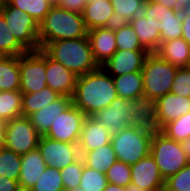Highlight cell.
Here are the masks:
<instances>
[{
    "instance_id": "9c48e42d",
    "label": "cell",
    "mask_w": 190,
    "mask_h": 191,
    "mask_svg": "<svg viewBox=\"0 0 190 191\" xmlns=\"http://www.w3.org/2000/svg\"><path fill=\"white\" fill-rule=\"evenodd\" d=\"M20 91L35 93L47 87L46 53L40 48L19 56Z\"/></svg>"
},
{
    "instance_id": "816d5d0a",
    "label": "cell",
    "mask_w": 190,
    "mask_h": 191,
    "mask_svg": "<svg viewBox=\"0 0 190 191\" xmlns=\"http://www.w3.org/2000/svg\"><path fill=\"white\" fill-rule=\"evenodd\" d=\"M48 2H50L53 6L57 4L58 0H47Z\"/></svg>"
},
{
    "instance_id": "7bdbcfd3",
    "label": "cell",
    "mask_w": 190,
    "mask_h": 191,
    "mask_svg": "<svg viewBox=\"0 0 190 191\" xmlns=\"http://www.w3.org/2000/svg\"><path fill=\"white\" fill-rule=\"evenodd\" d=\"M87 2V0H58L56 6L70 12L82 14Z\"/></svg>"
},
{
    "instance_id": "11a10c76",
    "label": "cell",
    "mask_w": 190,
    "mask_h": 191,
    "mask_svg": "<svg viewBox=\"0 0 190 191\" xmlns=\"http://www.w3.org/2000/svg\"><path fill=\"white\" fill-rule=\"evenodd\" d=\"M189 153H190V142L188 143Z\"/></svg>"
},
{
    "instance_id": "f35d334b",
    "label": "cell",
    "mask_w": 190,
    "mask_h": 191,
    "mask_svg": "<svg viewBox=\"0 0 190 191\" xmlns=\"http://www.w3.org/2000/svg\"><path fill=\"white\" fill-rule=\"evenodd\" d=\"M84 161L78 160L60 170L65 191H78L83 173Z\"/></svg>"
},
{
    "instance_id": "6da1fadb",
    "label": "cell",
    "mask_w": 190,
    "mask_h": 191,
    "mask_svg": "<svg viewBox=\"0 0 190 191\" xmlns=\"http://www.w3.org/2000/svg\"><path fill=\"white\" fill-rule=\"evenodd\" d=\"M117 97L115 84L101 66L85 75L77 77L72 104L86 116L108 107Z\"/></svg>"
},
{
    "instance_id": "1f68e13d",
    "label": "cell",
    "mask_w": 190,
    "mask_h": 191,
    "mask_svg": "<svg viewBox=\"0 0 190 191\" xmlns=\"http://www.w3.org/2000/svg\"><path fill=\"white\" fill-rule=\"evenodd\" d=\"M160 131L172 140L188 144L190 142V112L167 123Z\"/></svg>"
},
{
    "instance_id": "d590c367",
    "label": "cell",
    "mask_w": 190,
    "mask_h": 191,
    "mask_svg": "<svg viewBox=\"0 0 190 191\" xmlns=\"http://www.w3.org/2000/svg\"><path fill=\"white\" fill-rule=\"evenodd\" d=\"M20 170L21 155L7 148H2L0 150V175L18 181Z\"/></svg>"
},
{
    "instance_id": "2e32d148",
    "label": "cell",
    "mask_w": 190,
    "mask_h": 191,
    "mask_svg": "<svg viewBox=\"0 0 190 191\" xmlns=\"http://www.w3.org/2000/svg\"><path fill=\"white\" fill-rule=\"evenodd\" d=\"M147 50H117L101 67L111 76L141 71Z\"/></svg>"
},
{
    "instance_id": "4fadbf2b",
    "label": "cell",
    "mask_w": 190,
    "mask_h": 191,
    "mask_svg": "<svg viewBox=\"0 0 190 191\" xmlns=\"http://www.w3.org/2000/svg\"><path fill=\"white\" fill-rule=\"evenodd\" d=\"M130 115L131 127L137 128L141 133L153 138L160 132L157 121L156 100L151 99L148 95H138L132 101Z\"/></svg>"
},
{
    "instance_id": "83f0119b",
    "label": "cell",
    "mask_w": 190,
    "mask_h": 191,
    "mask_svg": "<svg viewBox=\"0 0 190 191\" xmlns=\"http://www.w3.org/2000/svg\"><path fill=\"white\" fill-rule=\"evenodd\" d=\"M80 154L85 166L101 173H106L112 164L117 161L116 153L111 143Z\"/></svg>"
},
{
    "instance_id": "8d00e7d4",
    "label": "cell",
    "mask_w": 190,
    "mask_h": 191,
    "mask_svg": "<svg viewBox=\"0 0 190 191\" xmlns=\"http://www.w3.org/2000/svg\"><path fill=\"white\" fill-rule=\"evenodd\" d=\"M29 191H65L60 170L47 166Z\"/></svg>"
},
{
    "instance_id": "681fc988",
    "label": "cell",
    "mask_w": 190,
    "mask_h": 191,
    "mask_svg": "<svg viewBox=\"0 0 190 191\" xmlns=\"http://www.w3.org/2000/svg\"><path fill=\"white\" fill-rule=\"evenodd\" d=\"M5 148L4 125L0 123V150Z\"/></svg>"
},
{
    "instance_id": "44dd1931",
    "label": "cell",
    "mask_w": 190,
    "mask_h": 191,
    "mask_svg": "<svg viewBox=\"0 0 190 191\" xmlns=\"http://www.w3.org/2000/svg\"><path fill=\"white\" fill-rule=\"evenodd\" d=\"M45 163L38 147L21 155V170L18 183L22 191H29L45 171Z\"/></svg>"
},
{
    "instance_id": "30bf717a",
    "label": "cell",
    "mask_w": 190,
    "mask_h": 191,
    "mask_svg": "<svg viewBox=\"0 0 190 191\" xmlns=\"http://www.w3.org/2000/svg\"><path fill=\"white\" fill-rule=\"evenodd\" d=\"M142 14L159 30L161 43L182 37V18L173 9L146 0Z\"/></svg>"
},
{
    "instance_id": "db71d44e",
    "label": "cell",
    "mask_w": 190,
    "mask_h": 191,
    "mask_svg": "<svg viewBox=\"0 0 190 191\" xmlns=\"http://www.w3.org/2000/svg\"><path fill=\"white\" fill-rule=\"evenodd\" d=\"M186 68L190 71V58H189V60L187 62Z\"/></svg>"
},
{
    "instance_id": "74e56055",
    "label": "cell",
    "mask_w": 190,
    "mask_h": 191,
    "mask_svg": "<svg viewBox=\"0 0 190 191\" xmlns=\"http://www.w3.org/2000/svg\"><path fill=\"white\" fill-rule=\"evenodd\" d=\"M107 185L106 173L98 172L84 165L78 191H104Z\"/></svg>"
},
{
    "instance_id": "ffe728a7",
    "label": "cell",
    "mask_w": 190,
    "mask_h": 191,
    "mask_svg": "<svg viewBox=\"0 0 190 191\" xmlns=\"http://www.w3.org/2000/svg\"><path fill=\"white\" fill-rule=\"evenodd\" d=\"M111 137L112 135L108 129L101 123L97 122L92 116H86L78 141L79 151L80 153H86L105 146L111 143Z\"/></svg>"
},
{
    "instance_id": "3957f363",
    "label": "cell",
    "mask_w": 190,
    "mask_h": 191,
    "mask_svg": "<svg viewBox=\"0 0 190 191\" xmlns=\"http://www.w3.org/2000/svg\"><path fill=\"white\" fill-rule=\"evenodd\" d=\"M88 30L81 13L70 12L54 5L39 23V44L87 37Z\"/></svg>"
},
{
    "instance_id": "c3c4849f",
    "label": "cell",
    "mask_w": 190,
    "mask_h": 191,
    "mask_svg": "<svg viewBox=\"0 0 190 191\" xmlns=\"http://www.w3.org/2000/svg\"><path fill=\"white\" fill-rule=\"evenodd\" d=\"M104 191H125V187L108 183Z\"/></svg>"
},
{
    "instance_id": "b9f144b4",
    "label": "cell",
    "mask_w": 190,
    "mask_h": 191,
    "mask_svg": "<svg viewBox=\"0 0 190 191\" xmlns=\"http://www.w3.org/2000/svg\"><path fill=\"white\" fill-rule=\"evenodd\" d=\"M170 93L190 98V71L186 68H178Z\"/></svg>"
},
{
    "instance_id": "e0dca14e",
    "label": "cell",
    "mask_w": 190,
    "mask_h": 191,
    "mask_svg": "<svg viewBox=\"0 0 190 191\" xmlns=\"http://www.w3.org/2000/svg\"><path fill=\"white\" fill-rule=\"evenodd\" d=\"M77 77L59 62L46 54V84L60 95L72 97L75 91Z\"/></svg>"
},
{
    "instance_id": "f1b7e54d",
    "label": "cell",
    "mask_w": 190,
    "mask_h": 191,
    "mask_svg": "<svg viewBox=\"0 0 190 191\" xmlns=\"http://www.w3.org/2000/svg\"><path fill=\"white\" fill-rule=\"evenodd\" d=\"M61 95L52 90L50 87H45L35 93H23L22 95V115L28 117L32 113L50 104L58 99Z\"/></svg>"
},
{
    "instance_id": "5bb4252c",
    "label": "cell",
    "mask_w": 190,
    "mask_h": 191,
    "mask_svg": "<svg viewBox=\"0 0 190 191\" xmlns=\"http://www.w3.org/2000/svg\"><path fill=\"white\" fill-rule=\"evenodd\" d=\"M132 100L116 97L112 103L97 111L92 117L101 123L111 135H115L124 128L131 127Z\"/></svg>"
},
{
    "instance_id": "8992f818",
    "label": "cell",
    "mask_w": 190,
    "mask_h": 191,
    "mask_svg": "<svg viewBox=\"0 0 190 191\" xmlns=\"http://www.w3.org/2000/svg\"><path fill=\"white\" fill-rule=\"evenodd\" d=\"M0 13L5 18L6 24L16 41L26 51L40 49L39 24L33 17L21 9L11 6L7 1L0 9Z\"/></svg>"
},
{
    "instance_id": "f907efd6",
    "label": "cell",
    "mask_w": 190,
    "mask_h": 191,
    "mask_svg": "<svg viewBox=\"0 0 190 191\" xmlns=\"http://www.w3.org/2000/svg\"><path fill=\"white\" fill-rule=\"evenodd\" d=\"M125 191H147V190H144L141 187H138L130 183L128 186L125 187Z\"/></svg>"
},
{
    "instance_id": "e575fe53",
    "label": "cell",
    "mask_w": 190,
    "mask_h": 191,
    "mask_svg": "<svg viewBox=\"0 0 190 191\" xmlns=\"http://www.w3.org/2000/svg\"><path fill=\"white\" fill-rule=\"evenodd\" d=\"M11 6L21 9L39 24L53 6L47 0H6Z\"/></svg>"
},
{
    "instance_id": "4316f807",
    "label": "cell",
    "mask_w": 190,
    "mask_h": 191,
    "mask_svg": "<svg viewBox=\"0 0 190 191\" xmlns=\"http://www.w3.org/2000/svg\"><path fill=\"white\" fill-rule=\"evenodd\" d=\"M20 90L19 56H0V91Z\"/></svg>"
},
{
    "instance_id": "d6a6232c",
    "label": "cell",
    "mask_w": 190,
    "mask_h": 191,
    "mask_svg": "<svg viewBox=\"0 0 190 191\" xmlns=\"http://www.w3.org/2000/svg\"><path fill=\"white\" fill-rule=\"evenodd\" d=\"M116 46L118 50H146L130 23L115 24Z\"/></svg>"
},
{
    "instance_id": "7dc6e473",
    "label": "cell",
    "mask_w": 190,
    "mask_h": 191,
    "mask_svg": "<svg viewBox=\"0 0 190 191\" xmlns=\"http://www.w3.org/2000/svg\"><path fill=\"white\" fill-rule=\"evenodd\" d=\"M156 3H159L167 8L173 9L177 0H153Z\"/></svg>"
},
{
    "instance_id": "8fae6325",
    "label": "cell",
    "mask_w": 190,
    "mask_h": 191,
    "mask_svg": "<svg viewBox=\"0 0 190 191\" xmlns=\"http://www.w3.org/2000/svg\"><path fill=\"white\" fill-rule=\"evenodd\" d=\"M86 115L71 104L50 126L44 136L61 142L78 143Z\"/></svg>"
},
{
    "instance_id": "d4e9b609",
    "label": "cell",
    "mask_w": 190,
    "mask_h": 191,
    "mask_svg": "<svg viewBox=\"0 0 190 191\" xmlns=\"http://www.w3.org/2000/svg\"><path fill=\"white\" fill-rule=\"evenodd\" d=\"M129 23L137 34L141 45L149 53L155 52L161 44L159 30L155 29L143 14L136 16Z\"/></svg>"
},
{
    "instance_id": "f5cc1de1",
    "label": "cell",
    "mask_w": 190,
    "mask_h": 191,
    "mask_svg": "<svg viewBox=\"0 0 190 191\" xmlns=\"http://www.w3.org/2000/svg\"><path fill=\"white\" fill-rule=\"evenodd\" d=\"M5 3H6V0H0V9L4 6Z\"/></svg>"
},
{
    "instance_id": "cb8c5ba5",
    "label": "cell",
    "mask_w": 190,
    "mask_h": 191,
    "mask_svg": "<svg viewBox=\"0 0 190 191\" xmlns=\"http://www.w3.org/2000/svg\"><path fill=\"white\" fill-rule=\"evenodd\" d=\"M154 53L173 66L183 68L190 58V45L181 37L162 42Z\"/></svg>"
},
{
    "instance_id": "603a6c76",
    "label": "cell",
    "mask_w": 190,
    "mask_h": 191,
    "mask_svg": "<svg viewBox=\"0 0 190 191\" xmlns=\"http://www.w3.org/2000/svg\"><path fill=\"white\" fill-rule=\"evenodd\" d=\"M71 104L72 97L61 95L55 101H52L50 104H47L45 107L29 115L28 118L36 131L40 135H44L50 129L53 122H55L58 115L66 110Z\"/></svg>"
},
{
    "instance_id": "f546056e",
    "label": "cell",
    "mask_w": 190,
    "mask_h": 191,
    "mask_svg": "<svg viewBox=\"0 0 190 191\" xmlns=\"http://www.w3.org/2000/svg\"><path fill=\"white\" fill-rule=\"evenodd\" d=\"M22 95L20 90L0 91V123L23 116Z\"/></svg>"
},
{
    "instance_id": "7a4b0ae2",
    "label": "cell",
    "mask_w": 190,
    "mask_h": 191,
    "mask_svg": "<svg viewBox=\"0 0 190 191\" xmlns=\"http://www.w3.org/2000/svg\"><path fill=\"white\" fill-rule=\"evenodd\" d=\"M42 50L76 76L85 75L100 67L94 59L88 36L49 42Z\"/></svg>"
},
{
    "instance_id": "5b68a950",
    "label": "cell",
    "mask_w": 190,
    "mask_h": 191,
    "mask_svg": "<svg viewBox=\"0 0 190 191\" xmlns=\"http://www.w3.org/2000/svg\"><path fill=\"white\" fill-rule=\"evenodd\" d=\"M178 67L161 59L156 53H149L142 68L144 94L158 100L170 93Z\"/></svg>"
},
{
    "instance_id": "ab89813d",
    "label": "cell",
    "mask_w": 190,
    "mask_h": 191,
    "mask_svg": "<svg viewBox=\"0 0 190 191\" xmlns=\"http://www.w3.org/2000/svg\"><path fill=\"white\" fill-rule=\"evenodd\" d=\"M108 183L126 187L131 183V165L116 161L106 172Z\"/></svg>"
},
{
    "instance_id": "ba28073f",
    "label": "cell",
    "mask_w": 190,
    "mask_h": 191,
    "mask_svg": "<svg viewBox=\"0 0 190 191\" xmlns=\"http://www.w3.org/2000/svg\"><path fill=\"white\" fill-rule=\"evenodd\" d=\"M3 125L5 148L23 155L38 147L41 135L28 117L14 118Z\"/></svg>"
},
{
    "instance_id": "7c38bea8",
    "label": "cell",
    "mask_w": 190,
    "mask_h": 191,
    "mask_svg": "<svg viewBox=\"0 0 190 191\" xmlns=\"http://www.w3.org/2000/svg\"><path fill=\"white\" fill-rule=\"evenodd\" d=\"M38 149L48 167L58 170L67 167L81 157L78 143H66L41 135Z\"/></svg>"
},
{
    "instance_id": "ee69618b",
    "label": "cell",
    "mask_w": 190,
    "mask_h": 191,
    "mask_svg": "<svg viewBox=\"0 0 190 191\" xmlns=\"http://www.w3.org/2000/svg\"><path fill=\"white\" fill-rule=\"evenodd\" d=\"M0 191H22L17 180L0 175Z\"/></svg>"
},
{
    "instance_id": "4dcf8cb0",
    "label": "cell",
    "mask_w": 190,
    "mask_h": 191,
    "mask_svg": "<svg viewBox=\"0 0 190 191\" xmlns=\"http://www.w3.org/2000/svg\"><path fill=\"white\" fill-rule=\"evenodd\" d=\"M146 0H111L116 23H129L142 14Z\"/></svg>"
},
{
    "instance_id": "9a60e30c",
    "label": "cell",
    "mask_w": 190,
    "mask_h": 191,
    "mask_svg": "<svg viewBox=\"0 0 190 191\" xmlns=\"http://www.w3.org/2000/svg\"><path fill=\"white\" fill-rule=\"evenodd\" d=\"M131 183L147 191H164L165 180L150 153L131 165Z\"/></svg>"
},
{
    "instance_id": "ac0fdd59",
    "label": "cell",
    "mask_w": 190,
    "mask_h": 191,
    "mask_svg": "<svg viewBox=\"0 0 190 191\" xmlns=\"http://www.w3.org/2000/svg\"><path fill=\"white\" fill-rule=\"evenodd\" d=\"M88 38L95 61L99 66L110 59L118 50L116 46L115 25L99 27L88 31Z\"/></svg>"
},
{
    "instance_id": "7402d4cb",
    "label": "cell",
    "mask_w": 190,
    "mask_h": 191,
    "mask_svg": "<svg viewBox=\"0 0 190 191\" xmlns=\"http://www.w3.org/2000/svg\"><path fill=\"white\" fill-rule=\"evenodd\" d=\"M82 16L88 31L94 28L109 27L116 24L111 0L87 2Z\"/></svg>"
},
{
    "instance_id": "277c9868",
    "label": "cell",
    "mask_w": 190,
    "mask_h": 191,
    "mask_svg": "<svg viewBox=\"0 0 190 191\" xmlns=\"http://www.w3.org/2000/svg\"><path fill=\"white\" fill-rule=\"evenodd\" d=\"M150 154L167 180L190 162L188 144L168 138L161 131L151 139Z\"/></svg>"
},
{
    "instance_id": "60d3db41",
    "label": "cell",
    "mask_w": 190,
    "mask_h": 191,
    "mask_svg": "<svg viewBox=\"0 0 190 191\" xmlns=\"http://www.w3.org/2000/svg\"><path fill=\"white\" fill-rule=\"evenodd\" d=\"M164 191H190V162L165 180Z\"/></svg>"
},
{
    "instance_id": "52a82bcc",
    "label": "cell",
    "mask_w": 190,
    "mask_h": 191,
    "mask_svg": "<svg viewBox=\"0 0 190 191\" xmlns=\"http://www.w3.org/2000/svg\"><path fill=\"white\" fill-rule=\"evenodd\" d=\"M151 137L135 127L122 129L111 137V144L118 161L136 164L150 153Z\"/></svg>"
},
{
    "instance_id": "f6af8a7d",
    "label": "cell",
    "mask_w": 190,
    "mask_h": 191,
    "mask_svg": "<svg viewBox=\"0 0 190 191\" xmlns=\"http://www.w3.org/2000/svg\"><path fill=\"white\" fill-rule=\"evenodd\" d=\"M173 10L177 12L181 18L190 16V0H177Z\"/></svg>"
},
{
    "instance_id": "bcb514c9",
    "label": "cell",
    "mask_w": 190,
    "mask_h": 191,
    "mask_svg": "<svg viewBox=\"0 0 190 191\" xmlns=\"http://www.w3.org/2000/svg\"><path fill=\"white\" fill-rule=\"evenodd\" d=\"M182 37L190 45V16L182 18Z\"/></svg>"
},
{
    "instance_id": "d6986e66",
    "label": "cell",
    "mask_w": 190,
    "mask_h": 191,
    "mask_svg": "<svg viewBox=\"0 0 190 191\" xmlns=\"http://www.w3.org/2000/svg\"><path fill=\"white\" fill-rule=\"evenodd\" d=\"M158 127L161 130L167 123L190 112V98L167 93L156 101Z\"/></svg>"
},
{
    "instance_id": "836d02e7",
    "label": "cell",
    "mask_w": 190,
    "mask_h": 191,
    "mask_svg": "<svg viewBox=\"0 0 190 191\" xmlns=\"http://www.w3.org/2000/svg\"><path fill=\"white\" fill-rule=\"evenodd\" d=\"M27 51L16 41L0 13V56H20Z\"/></svg>"
},
{
    "instance_id": "484cf974",
    "label": "cell",
    "mask_w": 190,
    "mask_h": 191,
    "mask_svg": "<svg viewBox=\"0 0 190 191\" xmlns=\"http://www.w3.org/2000/svg\"><path fill=\"white\" fill-rule=\"evenodd\" d=\"M112 78L117 97L133 101L138 95L144 94L142 71L112 76Z\"/></svg>"
}]
</instances>
